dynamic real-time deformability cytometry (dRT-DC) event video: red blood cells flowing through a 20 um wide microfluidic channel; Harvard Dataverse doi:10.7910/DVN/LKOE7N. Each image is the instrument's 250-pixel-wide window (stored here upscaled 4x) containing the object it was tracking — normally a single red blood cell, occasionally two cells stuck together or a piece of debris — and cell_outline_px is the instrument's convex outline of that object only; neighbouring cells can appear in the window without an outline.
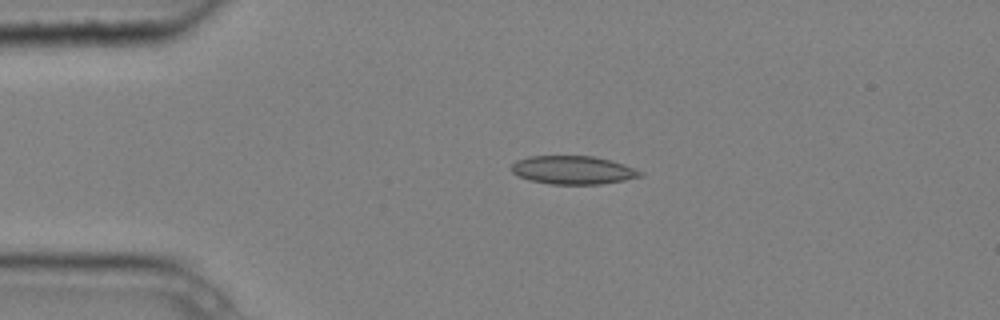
{"species": "common noctule bat (a hibernating species)", "species_latin": "Nyctalus noctula", "temperature_condition": "cold", "stored_images_in_passage": 2, "camera_frame_rate_fps": 3000, "um_per_image_px": 0.085, "animal": {"sex": "male", "body_mass_g": 20.4}, "frame": {"image": 1, "passage_image": 1, "time_ms": 0.0, "image_size_px": [1000, 320], "cell_outline_px": [[644, 176], [624, 180], [600, 184], [552, 184], [528, 180], [512, 172], [512, 164], [516, 160], [528, 156], [592, 156], [624, 164], [644, 172]], "centroid_in_image_um": [48.71, 14.45], "position_along_channel_um": 36.3, "area_um2": 21.21}}